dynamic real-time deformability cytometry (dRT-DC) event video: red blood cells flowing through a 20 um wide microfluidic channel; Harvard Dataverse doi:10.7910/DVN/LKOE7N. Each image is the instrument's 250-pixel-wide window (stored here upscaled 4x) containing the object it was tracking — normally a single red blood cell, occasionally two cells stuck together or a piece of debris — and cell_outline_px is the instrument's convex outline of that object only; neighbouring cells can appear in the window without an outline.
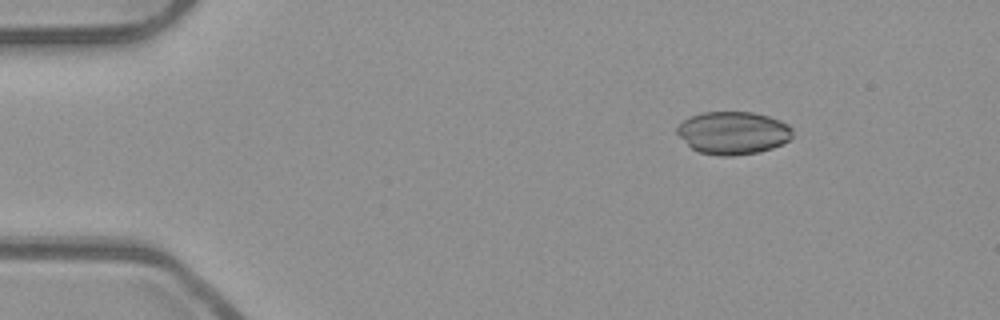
{"species": "common noctule bat (a hibernating species)", "species_latin": "Nyctalus noctula", "temperature_condition": "room temperature", "stored_images_in_passage": 11, "segment_of_instrument_passage": [1, 2], "camera_frame_rate_fps": 3000, "um_per_image_px": 0.085, "animal": {"sex": "male", "body_mass_g": 23.1, "forearm_length_mm": 52.7}, "frame": {"image": 1, "passage_image": 1, "time_ms": 0.0, "image_size_px": [1000, 320], "cell_outline_px": [[792, 136], [788, 140], [772, 148], [756, 152], [732, 156], [720, 156], [700, 152], [692, 148], [676, 132], [676, 128], [684, 120], [692, 116], [704, 112], [752, 112], [768, 116], [780, 120], [788, 124], [792, 128]], "centroid_in_image_um": [62.32, 11.29], "position_along_channel_um": 22.7, "area_um2": 28.5}}